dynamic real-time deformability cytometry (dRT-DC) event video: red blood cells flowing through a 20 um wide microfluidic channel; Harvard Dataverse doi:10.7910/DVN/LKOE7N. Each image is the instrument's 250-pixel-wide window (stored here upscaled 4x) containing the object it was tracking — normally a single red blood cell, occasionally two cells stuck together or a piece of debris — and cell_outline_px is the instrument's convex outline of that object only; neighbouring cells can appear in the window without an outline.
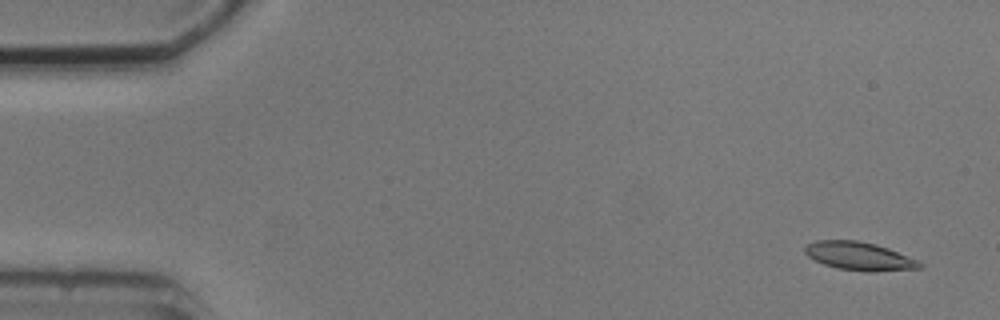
{"species": "common noctule bat (a hibernating species)", "species_latin": "Nyctalus noctula", "temperature_condition": "cold", "stored_images_in_passage": 5, "camera_frame_rate_fps": 3000, "um_per_image_px": 0.085, "animal": {"sex": "male", "body_mass_g": 20.5, "forearm_length_mm": 52.5}, "frame": {"image": 1, "passage_image": 1, "time_ms": 0.0, "image_size_px": [1000, 320], "cell_outline_px": [[924, 264], [920, 268], [868, 272], [836, 268], [824, 264], [808, 256], [804, 252], [804, 248], [808, 244], [816, 240], [856, 240], [876, 244], [888, 248], [920, 260]], "centroid_in_image_um": [73.06, 21.77], "position_along_channel_um": 11.9, "area_um2": 18.96}}